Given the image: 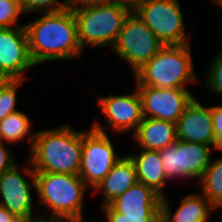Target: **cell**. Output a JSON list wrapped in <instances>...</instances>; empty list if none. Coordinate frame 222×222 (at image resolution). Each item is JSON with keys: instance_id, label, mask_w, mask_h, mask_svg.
Here are the masks:
<instances>
[{"instance_id": "26", "label": "cell", "mask_w": 222, "mask_h": 222, "mask_svg": "<svg viewBox=\"0 0 222 222\" xmlns=\"http://www.w3.org/2000/svg\"><path fill=\"white\" fill-rule=\"evenodd\" d=\"M206 86L210 91L222 95V49L212 60L207 71Z\"/></svg>"}, {"instance_id": "29", "label": "cell", "mask_w": 222, "mask_h": 222, "mask_svg": "<svg viewBox=\"0 0 222 222\" xmlns=\"http://www.w3.org/2000/svg\"><path fill=\"white\" fill-rule=\"evenodd\" d=\"M12 155L4 146V142L0 141V176L15 164Z\"/></svg>"}, {"instance_id": "31", "label": "cell", "mask_w": 222, "mask_h": 222, "mask_svg": "<svg viewBox=\"0 0 222 222\" xmlns=\"http://www.w3.org/2000/svg\"><path fill=\"white\" fill-rule=\"evenodd\" d=\"M110 3V0H70L71 7H85Z\"/></svg>"}, {"instance_id": "17", "label": "cell", "mask_w": 222, "mask_h": 222, "mask_svg": "<svg viewBox=\"0 0 222 222\" xmlns=\"http://www.w3.org/2000/svg\"><path fill=\"white\" fill-rule=\"evenodd\" d=\"M211 147L202 143L177 140L179 172L185 178H201L212 160Z\"/></svg>"}, {"instance_id": "18", "label": "cell", "mask_w": 222, "mask_h": 222, "mask_svg": "<svg viewBox=\"0 0 222 222\" xmlns=\"http://www.w3.org/2000/svg\"><path fill=\"white\" fill-rule=\"evenodd\" d=\"M128 156L135 165L138 182L152 188L161 197H165L163 187L166 185V177L159 152L143 149L138 155Z\"/></svg>"}, {"instance_id": "6", "label": "cell", "mask_w": 222, "mask_h": 222, "mask_svg": "<svg viewBox=\"0 0 222 222\" xmlns=\"http://www.w3.org/2000/svg\"><path fill=\"white\" fill-rule=\"evenodd\" d=\"M163 47L164 45L158 37L138 15L130 13L125 19L112 49L130 64L136 73Z\"/></svg>"}, {"instance_id": "22", "label": "cell", "mask_w": 222, "mask_h": 222, "mask_svg": "<svg viewBox=\"0 0 222 222\" xmlns=\"http://www.w3.org/2000/svg\"><path fill=\"white\" fill-rule=\"evenodd\" d=\"M23 81L24 80H7L0 84V120L18 111L15 108L17 88Z\"/></svg>"}, {"instance_id": "34", "label": "cell", "mask_w": 222, "mask_h": 222, "mask_svg": "<svg viewBox=\"0 0 222 222\" xmlns=\"http://www.w3.org/2000/svg\"><path fill=\"white\" fill-rule=\"evenodd\" d=\"M159 222H172L163 212H161Z\"/></svg>"}, {"instance_id": "4", "label": "cell", "mask_w": 222, "mask_h": 222, "mask_svg": "<svg viewBox=\"0 0 222 222\" xmlns=\"http://www.w3.org/2000/svg\"><path fill=\"white\" fill-rule=\"evenodd\" d=\"M35 179L38 197L52 210L51 217L83 220V196L87 185L79 175L35 172Z\"/></svg>"}, {"instance_id": "2", "label": "cell", "mask_w": 222, "mask_h": 222, "mask_svg": "<svg viewBox=\"0 0 222 222\" xmlns=\"http://www.w3.org/2000/svg\"><path fill=\"white\" fill-rule=\"evenodd\" d=\"M29 142V160L35 172L79 175L83 131L61 126L32 133Z\"/></svg>"}, {"instance_id": "15", "label": "cell", "mask_w": 222, "mask_h": 222, "mask_svg": "<svg viewBox=\"0 0 222 222\" xmlns=\"http://www.w3.org/2000/svg\"><path fill=\"white\" fill-rule=\"evenodd\" d=\"M138 182L136 168L133 161L127 155L112 167L104 179L94 188L103 192V207L122 195L131 186Z\"/></svg>"}, {"instance_id": "35", "label": "cell", "mask_w": 222, "mask_h": 222, "mask_svg": "<svg viewBox=\"0 0 222 222\" xmlns=\"http://www.w3.org/2000/svg\"><path fill=\"white\" fill-rule=\"evenodd\" d=\"M16 222H34V219L19 218Z\"/></svg>"}, {"instance_id": "7", "label": "cell", "mask_w": 222, "mask_h": 222, "mask_svg": "<svg viewBox=\"0 0 222 222\" xmlns=\"http://www.w3.org/2000/svg\"><path fill=\"white\" fill-rule=\"evenodd\" d=\"M135 13L164 46L190 43L178 0H144Z\"/></svg>"}, {"instance_id": "5", "label": "cell", "mask_w": 222, "mask_h": 222, "mask_svg": "<svg viewBox=\"0 0 222 222\" xmlns=\"http://www.w3.org/2000/svg\"><path fill=\"white\" fill-rule=\"evenodd\" d=\"M71 8L77 23V36L82 50L87 45L112 48L125 19L130 14L112 3Z\"/></svg>"}, {"instance_id": "24", "label": "cell", "mask_w": 222, "mask_h": 222, "mask_svg": "<svg viewBox=\"0 0 222 222\" xmlns=\"http://www.w3.org/2000/svg\"><path fill=\"white\" fill-rule=\"evenodd\" d=\"M160 159L164 168V175L166 179L173 177H184L179 172V160L177 151V141L164 149L158 150Z\"/></svg>"}, {"instance_id": "36", "label": "cell", "mask_w": 222, "mask_h": 222, "mask_svg": "<svg viewBox=\"0 0 222 222\" xmlns=\"http://www.w3.org/2000/svg\"><path fill=\"white\" fill-rule=\"evenodd\" d=\"M8 79L0 71V82H6Z\"/></svg>"}, {"instance_id": "21", "label": "cell", "mask_w": 222, "mask_h": 222, "mask_svg": "<svg viewBox=\"0 0 222 222\" xmlns=\"http://www.w3.org/2000/svg\"><path fill=\"white\" fill-rule=\"evenodd\" d=\"M31 121L21 111L9 114L0 120V141L18 142L24 139L31 127Z\"/></svg>"}, {"instance_id": "8", "label": "cell", "mask_w": 222, "mask_h": 222, "mask_svg": "<svg viewBox=\"0 0 222 222\" xmlns=\"http://www.w3.org/2000/svg\"><path fill=\"white\" fill-rule=\"evenodd\" d=\"M104 128L95 123L90 131H83V144L79 177L95 188L121 159Z\"/></svg>"}, {"instance_id": "23", "label": "cell", "mask_w": 222, "mask_h": 222, "mask_svg": "<svg viewBox=\"0 0 222 222\" xmlns=\"http://www.w3.org/2000/svg\"><path fill=\"white\" fill-rule=\"evenodd\" d=\"M20 8L24 13L41 12L53 13L65 10L70 6V0L60 2L58 0H19Z\"/></svg>"}, {"instance_id": "9", "label": "cell", "mask_w": 222, "mask_h": 222, "mask_svg": "<svg viewBox=\"0 0 222 222\" xmlns=\"http://www.w3.org/2000/svg\"><path fill=\"white\" fill-rule=\"evenodd\" d=\"M136 87L141 96L144 117L175 124L194 98L186 88Z\"/></svg>"}, {"instance_id": "33", "label": "cell", "mask_w": 222, "mask_h": 222, "mask_svg": "<svg viewBox=\"0 0 222 222\" xmlns=\"http://www.w3.org/2000/svg\"><path fill=\"white\" fill-rule=\"evenodd\" d=\"M18 219L19 218L10 213L6 208L0 206V222H16Z\"/></svg>"}, {"instance_id": "20", "label": "cell", "mask_w": 222, "mask_h": 222, "mask_svg": "<svg viewBox=\"0 0 222 222\" xmlns=\"http://www.w3.org/2000/svg\"><path fill=\"white\" fill-rule=\"evenodd\" d=\"M202 194L217 209L222 206V158L210 162L199 179Z\"/></svg>"}, {"instance_id": "19", "label": "cell", "mask_w": 222, "mask_h": 222, "mask_svg": "<svg viewBox=\"0 0 222 222\" xmlns=\"http://www.w3.org/2000/svg\"><path fill=\"white\" fill-rule=\"evenodd\" d=\"M216 208L201 194L186 195L173 215L166 196L161 199V210L172 222H207L210 212Z\"/></svg>"}, {"instance_id": "10", "label": "cell", "mask_w": 222, "mask_h": 222, "mask_svg": "<svg viewBox=\"0 0 222 222\" xmlns=\"http://www.w3.org/2000/svg\"><path fill=\"white\" fill-rule=\"evenodd\" d=\"M28 161L30 167H26L24 172L32 179V182L29 183L28 180L24 179L17 164H14L0 176V194L3 199L0 201V206L6 208L17 218L34 219L36 214L33 215V200L30 191L32 187H35L36 190V179L34 168L29 159Z\"/></svg>"}, {"instance_id": "13", "label": "cell", "mask_w": 222, "mask_h": 222, "mask_svg": "<svg viewBox=\"0 0 222 222\" xmlns=\"http://www.w3.org/2000/svg\"><path fill=\"white\" fill-rule=\"evenodd\" d=\"M177 140L202 143L215 149V136L210 107H204L195 97L176 122Z\"/></svg>"}, {"instance_id": "28", "label": "cell", "mask_w": 222, "mask_h": 222, "mask_svg": "<svg viewBox=\"0 0 222 222\" xmlns=\"http://www.w3.org/2000/svg\"><path fill=\"white\" fill-rule=\"evenodd\" d=\"M211 117L215 136V149L222 151V106H211Z\"/></svg>"}, {"instance_id": "25", "label": "cell", "mask_w": 222, "mask_h": 222, "mask_svg": "<svg viewBox=\"0 0 222 222\" xmlns=\"http://www.w3.org/2000/svg\"><path fill=\"white\" fill-rule=\"evenodd\" d=\"M22 13L19 0H0V28L14 27Z\"/></svg>"}, {"instance_id": "30", "label": "cell", "mask_w": 222, "mask_h": 222, "mask_svg": "<svg viewBox=\"0 0 222 222\" xmlns=\"http://www.w3.org/2000/svg\"><path fill=\"white\" fill-rule=\"evenodd\" d=\"M144 0H110L113 5L127 10L129 13H135Z\"/></svg>"}, {"instance_id": "32", "label": "cell", "mask_w": 222, "mask_h": 222, "mask_svg": "<svg viewBox=\"0 0 222 222\" xmlns=\"http://www.w3.org/2000/svg\"><path fill=\"white\" fill-rule=\"evenodd\" d=\"M51 220H49L48 218H44L43 216L40 217L36 216L34 218V222H65V220L67 222H83V220L80 219H74V218H67V217H49Z\"/></svg>"}, {"instance_id": "37", "label": "cell", "mask_w": 222, "mask_h": 222, "mask_svg": "<svg viewBox=\"0 0 222 222\" xmlns=\"http://www.w3.org/2000/svg\"><path fill=\"white\" fill-rule=\"evenodd\" d=\"M214 3H216L217 5L222 6V0H212Z\"/></svg>"}, {"instance_id": "16", "label": "cell", "mask_w": 222, "mask_h": 222, "mask_svg": "<svg viewBox=\"0 0 222 222\" xmlns=\"http://www.w3.org/2000/svg\"><path fill=\"white\" fill-rule=\"evenodd\" d=\"M135 141L142 149L158 151L177 141L176 124L144 117L133 133Z\"/></svg>"}, {"instance_id": "11", "label": "cell", "mask_w": 222, "mask_h": 222, "mask_svg": "<svg viewBox=\"0 0 222 222\" xmlns=\"http://www.w3.org/2000/svg\"><path fill=\"white\" fill-rule=\"evenodd\" d=\"M33 62L25 26L0 28V71L8 80H24Z\"/></svg>"}, {"instance_id": "12", "label": "cell", "mask_w": 222, "mask_h": 222, "mask_svg": "<svg viewBox=\"0 0 222 222\" xmlns=\"http://www.w3.org/2000/svg\"><path fill=\"white\" fill-rule=\"evenodd\" d=\"M97 103L109 126L117 132H135L144 118L142 100L137 89L129 95L98 96Z\"/></svg>"}, {"instance_id": "3", "label": "cell", "mask_w": 222, "mask_h": 222, "mask_svg": "<svg viewBox=\"0 0 222 222\" xmlns=\"http://www.w3.org/2000/svg\"><path fill=\"white\" fill-rule=\"evenodd\" d=\"M190 44L164 46L135 73L136 86L186 88L197 81L190 53Z\"/></svg>"}, {"instance_id": "27", "label": "cell", "mask_w": 222, "mask_h": 222, "mask_svg": "<svg viewBox=\"0 0 222 222\" xmlns=\"http://www.w3.org/2000/svg\"><path fill=\"white\" fill-rule=\"evenodd\" d=\"M106 222H159L160 215H124L116 212L110 205L104 206Z\"/></svg>"}, {"instance_id": "14", "label": "cell", "mask_w": 222, "mask_h": 222, "mask_svg": "<svg viewBox=\"0 0 222 222\" xmlns=\"http://www.w3.org/2000/svg\"><path fill=\"white\" fill-rule=\"evenodd\" d=\"M161 199L152 188L137 182L109 205L124 215H161Z\"/></svg>"}, {"instance_id": "1", "label": "cell", "mask_w": 222, "mask_h": 222, "mask_svg": "<svg viewBox=\"0 0 222 222\" xmlns=\"http://www.w3.org/2000/svg\"><path fill=\"white\" fill-rule=\"evenodd\" d=\"M24 26L30 55L36 65L81 56L77 23L71 7L59 12L43 13L41 18Z\"/></svg>"}]
</instances>
